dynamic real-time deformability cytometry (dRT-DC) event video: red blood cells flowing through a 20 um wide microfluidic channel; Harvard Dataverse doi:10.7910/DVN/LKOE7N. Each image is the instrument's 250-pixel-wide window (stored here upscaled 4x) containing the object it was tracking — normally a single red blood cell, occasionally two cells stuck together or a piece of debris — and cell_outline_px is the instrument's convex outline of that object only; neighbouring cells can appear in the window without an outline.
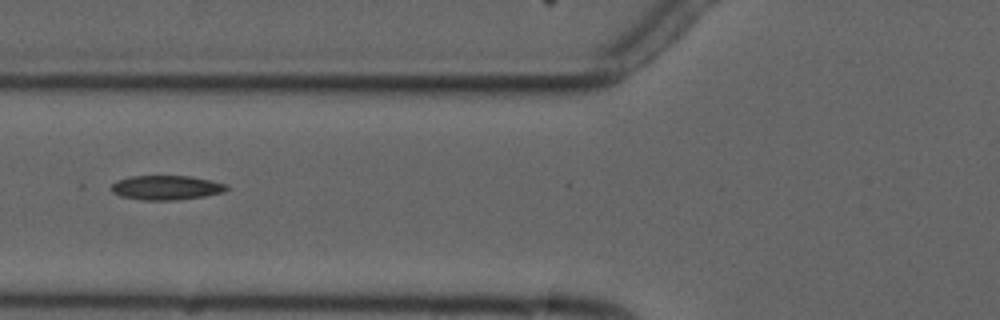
{"species": "common noctule bat (a hibernating species)", "species_latin": "Nyctalus noctula", "temperature_condition": "cold", "stored_images_in_passage": 7, "camera_frame_rate_fps": 3000, "um_per_image_px": 0.085, "animal": {"sex": "male", "forearm_length_mm": 52.5}, "frame": {"image": 1, "passage_image": 6, "time_ms": 6.0, "image_size_px": [1000, 320], "cell_outline_px": [[228, 188], [224, 192], [204, 196], [176, 200], [140, 200], [120, 196], [112, 192], [108, 188], [116, 180], [128, 176], [192, 176], [224, 184]], "centroid_in_image_um": [14.04, 15.95], "position_along_channel_um": 111.8, "area_um2": 16.47}}
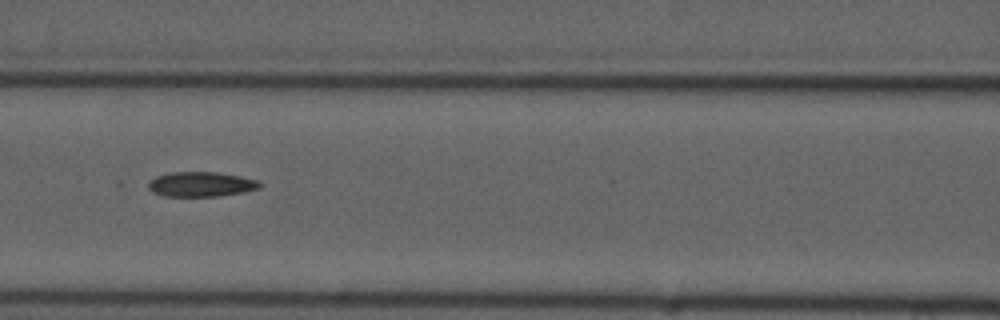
{"frame": {"image": 2, "passage_image": 7, "time_ms": 7.0, "image_size_px": [1000, 320], "cell_outline_px": [[260, 188], [240, 192], [216, 196], [164, 196], [152, 192], [148, 188], [148, 184], [156, 176], [172, 172], [216, 172], [240, 176], [256, 180], [260, 184]], "centroid_in_image_um": [17.04, 15.66], "position_along_channel_um": 149.6, "area_um2": 15.84}}